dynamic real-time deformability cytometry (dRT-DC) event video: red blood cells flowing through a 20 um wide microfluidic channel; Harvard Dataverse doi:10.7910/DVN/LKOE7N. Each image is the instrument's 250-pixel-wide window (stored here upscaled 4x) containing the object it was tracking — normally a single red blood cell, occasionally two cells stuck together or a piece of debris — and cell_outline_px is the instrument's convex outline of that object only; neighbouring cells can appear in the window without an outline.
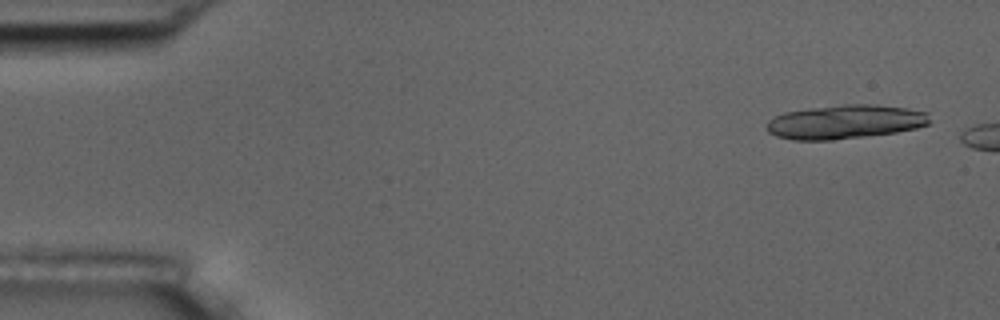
{"species": "common noctule bat (a hibernating species)", "species_latin": "Nyctalus noctula", "temperature_condition": "room temperature", "stored_images_in_passage": 2, "camera_frame_rate_fps": 3000, "um_per_image_px": 0.085, "animal": {"sex": "male", "body_mass_g": 17.5, "forearm_length_mm": 52.3}, "frame": {"image": 1, "passage_image": 1, "time_ms": 0.0, "image_size_px": [1000, 320], "cell_outline_px": [[928, 124], [916, 128], [896, 132], [832, 140], [792, 140], [776, 136], [768, 132], [768, 120], [772, 116], [784, 112], [808, 108], [844, 104], [876, 104], [908, 108], [928, 112]], "centroid_in_image_um": [71.81, 10.35], "position_along_channel_um": 13.2, "area_um2": 32.37}}